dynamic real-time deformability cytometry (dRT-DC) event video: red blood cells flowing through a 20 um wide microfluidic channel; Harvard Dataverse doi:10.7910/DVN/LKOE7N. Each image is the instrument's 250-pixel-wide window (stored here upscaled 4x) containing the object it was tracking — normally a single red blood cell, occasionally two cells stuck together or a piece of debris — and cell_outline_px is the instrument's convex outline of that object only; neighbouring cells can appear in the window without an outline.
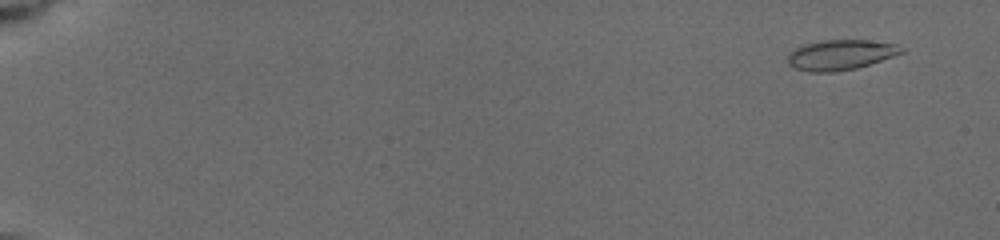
{"species": "common noctule bat (a hibernating species)", "species_latin": "Nyctalus noctula", "temperature_condition": "cold", "stored_images_in_passage": 41, "camera_frame_rate_fps": 3000, "um_per_image_px": 0.085, "animal": {"sex": "female", "body_mass_g": 19.5, "forearm_length_mm": 54.1}, "frame": {"image": 1, "passage_image": 5, "time_ms": 1.0, "image_size_px": [1000, 240], "cell_outline_px": [[908, 48], [904, 52], [856, 68], [836, 72], [808, 72], [796, 68], [788, 64], [788, 52], [796, 48], [808, 44], [824, 40], [868, 40], [896, 44]], "centroid_in_image_um": [71.46, 4.66], "position_along_channel_um": 13.5, "area_um2": 19.88}}
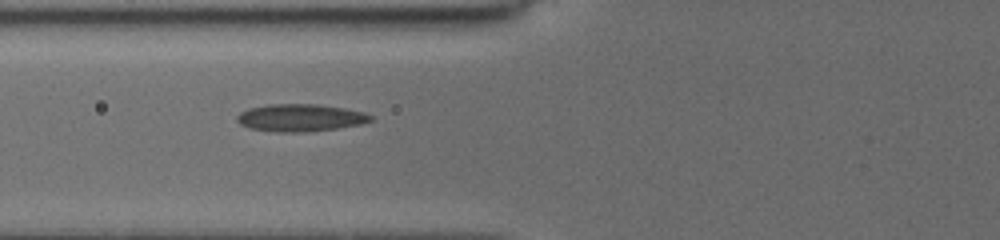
{"frame": {"image": 2, "passage_image": 31, "time_ms": 7.667, "image_size_px": [1000, 240], "cell_outline_px": [[372, 120], [360, 124], [336, 128], [300, 132], [276, 132], [252, 128], [240, 124], [236, 120], [236, 116], [240, 112], [248, 108], [268, 104], [316, 104], [344, 108], [364, 112], [372, 116]], "centroid_in_image_um": [25.49, 10.0], "position_along_channel_um": 100.3, "area_um2": 21.15}}
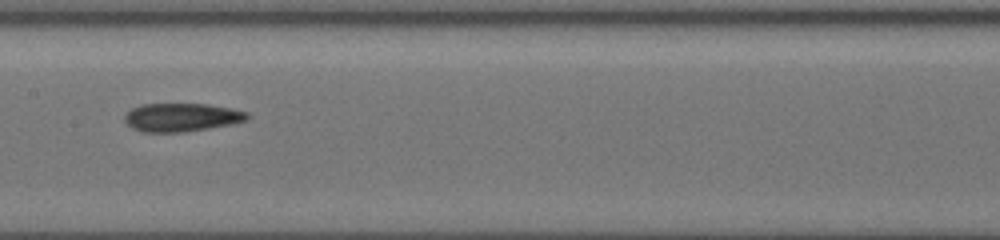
{"frame": {"image": 3, "passage_image": 40, "time_ms": 10.0, "image_size_px": [1000, 240], "cell_outline_px": [[248, 116], [244, 120], [228, 124], [208, 128], [184, 132], [144, 132], [132, 128], [124, 120], [124, 116], [132, 108], [140, 104], [208, 104], [248, 112]], "centroid_in_image_um": [15.37, 9.97], "position_along_channel_um": 192.0, "area_um2": 19.94}}